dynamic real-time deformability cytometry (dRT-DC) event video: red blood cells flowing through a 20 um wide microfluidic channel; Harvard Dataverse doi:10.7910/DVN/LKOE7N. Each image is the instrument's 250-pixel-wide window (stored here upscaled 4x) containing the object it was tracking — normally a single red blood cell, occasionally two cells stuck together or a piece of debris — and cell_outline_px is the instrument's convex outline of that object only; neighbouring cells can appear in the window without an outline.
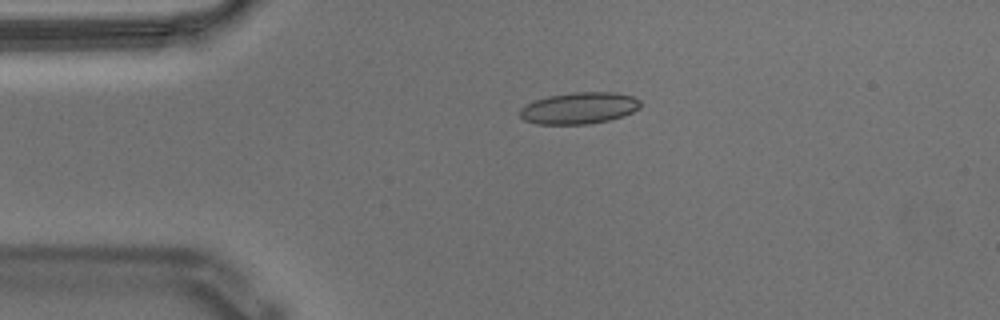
{"species": "Egyptian fruit bat (a non-hibernating species)", "species_latin": "Rousettus aegyptiacus", "temperature_condition": "warm", "stored_images_in_passage": 45, "camera_frame_rate_fps": 3000, "um_per_image_px": 0.085, "animal": {"sex": "male"}, "frame": {"image": 1, "passage_image": 1, "time_ms": 0.0, "image_size_px": [1000, 320], "cell_outline_px": [[640, 108], [624, 116], [608, 120], [588, 124], [536, 124], [524, 120], [520, 116], [520, 108], [536, 100], [548, 96], [572, 92], [616, 92], [632, 96], [640, 100]], "centroid_in_image_um": [49.24, 9.19], "position_along_channel_um": 35.8, "area_um2": 22.2}}
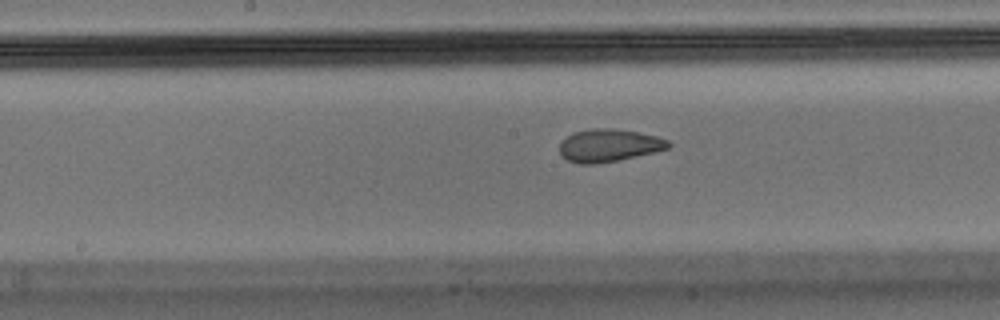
{"frame": {"image": 2, "passage_image": 17, "time_ms": 5.333, "image_size_px": [1000, 320], "cell_outline_px": [[672, 144], [668, 148], [636, 156], [596, 164], [580, 164], [568, 160], [560, 156], [560, 144], [572, 132], [592, 128], [612, 128], [636, 132], [656, 136], [668, 140]], "centroid_in_image_um": [51.73, 12.36], "position_along_channel_um": 196.5, "area_um2": 20.52}}
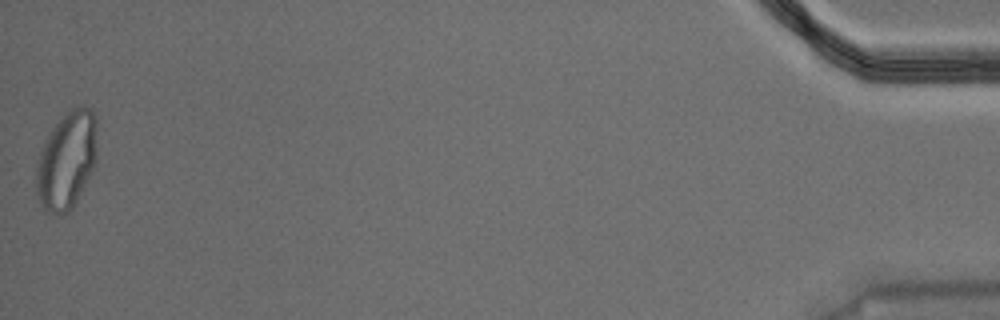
{"frame": {"image": 3, "passage_image": 45, "time_ms": 14.667, "image_size_px": [1000, 320], "cell_outline_px": [[96, 160], [72, 208], [68, 212], [60, 216], [44, 212], [36, 192], [36, 168], [40, 152], [44, 140], [48, 132], [72, 108], [92, 108], [96, 120]], "centroid_in_image_um": [5.63, 13.67], "position_along_channel_um": 429.6, "area_um2": 34.28}, "authors_computed_cell_mechanics": {"area_um2": 21.9062, "velocity_mm_per_s": 3.555, "shape_relaxation_time_tau1_ms": null, "shape_relaxation_time_tau2_ms": 1.1471, "deformation_change_tau1": null, "deformation_change_tau2": 0.0676}}